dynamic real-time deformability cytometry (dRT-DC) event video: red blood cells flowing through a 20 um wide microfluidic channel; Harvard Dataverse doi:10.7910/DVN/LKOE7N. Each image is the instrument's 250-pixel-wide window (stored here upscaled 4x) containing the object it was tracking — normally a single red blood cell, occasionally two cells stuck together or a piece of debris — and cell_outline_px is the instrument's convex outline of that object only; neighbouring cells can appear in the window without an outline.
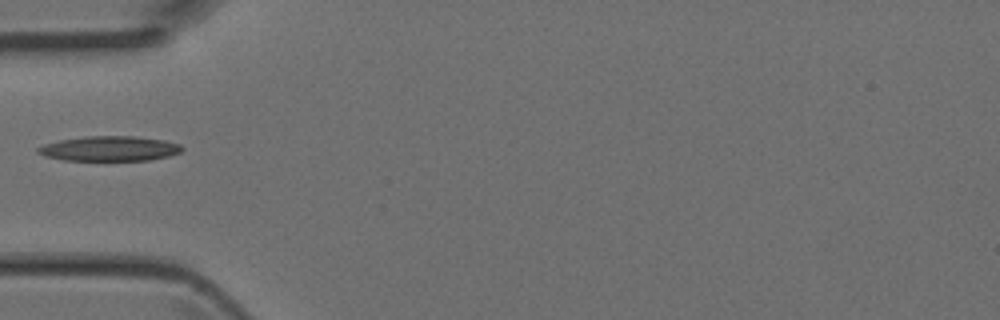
{"species": "Egyptian fruit bat (a non-hibernating species)", "species_latin": "Rousettus aegyptiacus", "temperature_condition": "room temperature", "stored_images_in_passage": 1, "camera_frame_rate_fps": 3000, "um_per_image_px": 0.085, "animal": {"sex": "female"}, "frame": {"image": 1, "passage_image": 1, "time_ms": 0.0, "image_size_px": [1000, 320], "cell_outline_px": [[184, 148], [180, 152], [168, 156], [148, 160], [64, 160], [44, 156], [36, 152], [36, 148], [44, 144], [60, 140], [88, 136], [136, 136], [164, 140], [180, 144]], "centroid_in_image_um": [9.3, 12.63], "position_along_channel_um": 75.7, "area_um2": 20.87}}